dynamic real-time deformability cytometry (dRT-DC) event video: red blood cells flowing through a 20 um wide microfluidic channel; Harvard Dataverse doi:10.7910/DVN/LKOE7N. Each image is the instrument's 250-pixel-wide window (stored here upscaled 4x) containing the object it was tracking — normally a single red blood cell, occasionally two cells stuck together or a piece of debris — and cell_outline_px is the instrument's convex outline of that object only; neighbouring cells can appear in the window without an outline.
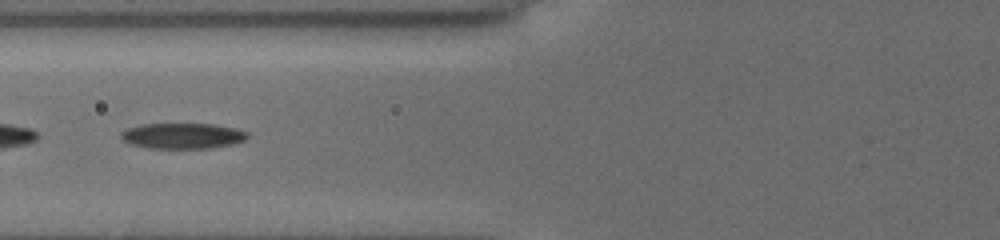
{"species": "common noctule bat (a hibernating species)", "species_latin": "Nyctalus noctula", "temperature_condition": "cold", "stored_images_in_passage": 28, "segment_of_instrument_passage": [2, 2], "camera_frame_rate_fps": 3000, "um_per_image_px": 0.085, "animal": {"sex": "female", "body_mass_g": 19.5, "forearm_length_mm": 54.1}, "frame": {"image": 1, "passage_image": 26, "time_ms": 8.333, "image_size_px": [1000, 240], "cell_outline_px": [[248, 136], [244, 140], [232, 144], [212, 148], [148, 148], [132, 144], [124, 140], [120, 136], [120, 132], [128, 128], [144, 124], [212, 124], [236, 128], [248, 132]], "centroid_in_image_um": [15.54, 11.54], "position_along_channel_um": 110.3, "area_um2": 18.79}}